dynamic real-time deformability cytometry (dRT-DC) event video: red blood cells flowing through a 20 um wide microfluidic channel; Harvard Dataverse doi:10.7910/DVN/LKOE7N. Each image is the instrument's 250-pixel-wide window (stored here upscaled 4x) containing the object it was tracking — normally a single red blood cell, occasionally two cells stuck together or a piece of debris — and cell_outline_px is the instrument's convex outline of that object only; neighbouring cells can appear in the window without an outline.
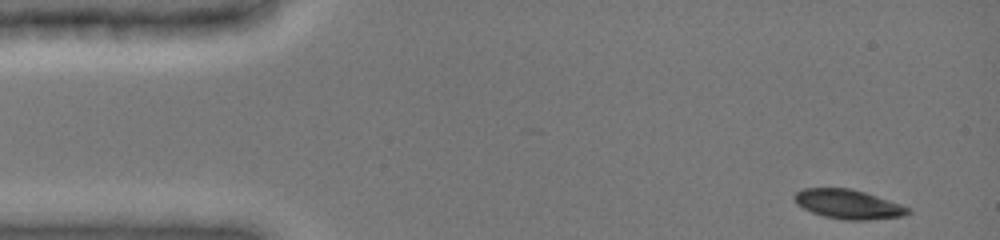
{"species": "common noctule bat (a hibernating species)", "species_latin": "Nyctalus noctula", "temperature_condition": "cold", "stored_images_in_passage": 27, "camera_frame_rate_fps": 3000, "um_per_image_px": 0.085, "animal": {"sex": "female", "body_mass_g": 19.0, "forearm_length_mm": 51.5}, "frame": {"image": 1, "passage_image": 1, "time_ms": 0.0, "image_size_px": [1000, 240], "cell_outline_px": [[912, 212], [904, 216], [864, 220], [844, 220], [824, 216], [812, 212], [796, 204], [792, 196], [796, 192], [804, 188], [848, 188], [864, 192], [912, 208]], "centroid_in_image_um": [72.1, 17.36], "position_along_channel_um": 12.9, "area_um2": 19.36}}
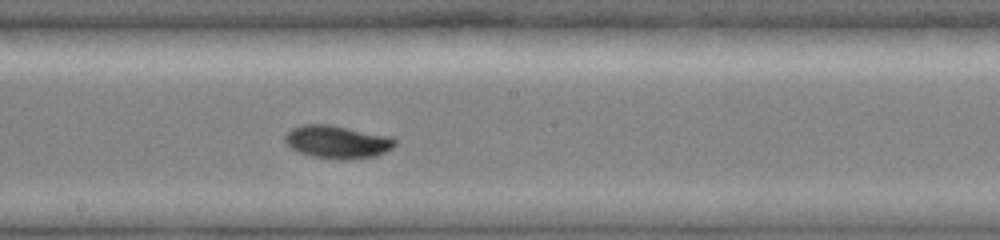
{"frame": {"image": 2, "passage_image": 16, "time_ms": 7.667, "image_size_px": [1000, 240], "cell_outline_px": [[396, 144], [392, 148], [376, 156], [344, 160], [336, 160], [312, 156], [300, 152], [292, 148], [284, 140], [284, 136], [292, 128], [304, 124], [328, 124], [392, 136], [396, 140]], "centroid_in_image_um": [28.69, 12.06], "position_along_channel_um": 219.5, "area_um2": 21.15}}
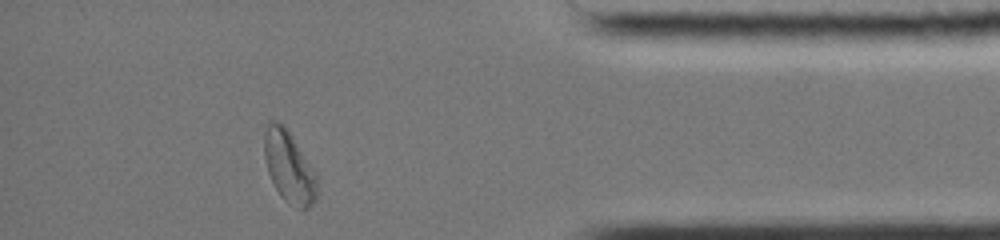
{"frame": {"image": 3, "passage_image": 27, "time_ms": 13.0, "image_size_px": [1000, 240], "cell_outline_px": [[316, 200], [308, 208], [300, 208], [288, 204], [280, 196], [268, 172], [264, 156], [264, 132], [268, 124], [272, 120], [276, 120], [288, 132], [316, 172]], "centroid_in_image_um": [24.56, 14.23], "position_along_channel_um": 410.6, "area_um2": 21.56}, "authors_computed_cell_mechanics": {"area_um2": 20.23, "velocity_mm_per_s": 3.9764, "shape_relaxation_time_tau1_ms": 2.1258, "shape_relaxation_time_tau2_ms": null, "deformation_change_tau1": 0.1398, "deformation_change_tau2": null}}